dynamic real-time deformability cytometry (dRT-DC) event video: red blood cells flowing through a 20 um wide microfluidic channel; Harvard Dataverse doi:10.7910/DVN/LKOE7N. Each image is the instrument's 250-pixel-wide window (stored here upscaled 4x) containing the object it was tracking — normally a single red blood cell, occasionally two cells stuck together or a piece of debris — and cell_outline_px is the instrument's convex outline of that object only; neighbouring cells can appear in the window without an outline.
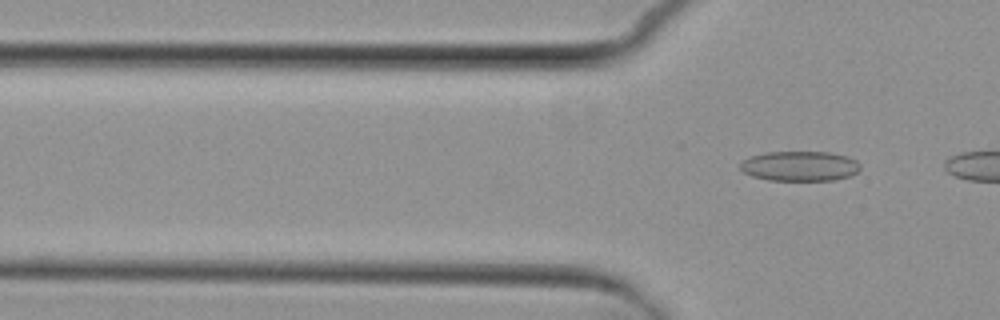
{"species": "common noctule bat (a hibernating species)", "species_latin": "Nyctalus noctula", "temperature_condition": "cold", "stored_images_in_passage": 6, "segment_of_instrument_passage": [2, 2], "camera_frame_rate_fps": 3000, "um_per_image_px": 0.085, "animal": {"sex": "female", "body_mass_g": 29.2, "forearm_length_mm": 56.3}, "frame": {"image": 1, "passage_image": 6, "time_ms": 7.333, "image_size_px": [1000, 320], "cell_outline_px": [[860, 168], [852, 176], [832, 180], [768, 180], [752, 176], [744, 172], [740, 168], [740, 164], [748, 156], [764, 152], [828, 152], [848, 156], [856, 160], [860, 164]], "centroid_in_image_um": [67.98, 14.11], "position_along_channel_um": 57.8, "area_um2": 21.04}}